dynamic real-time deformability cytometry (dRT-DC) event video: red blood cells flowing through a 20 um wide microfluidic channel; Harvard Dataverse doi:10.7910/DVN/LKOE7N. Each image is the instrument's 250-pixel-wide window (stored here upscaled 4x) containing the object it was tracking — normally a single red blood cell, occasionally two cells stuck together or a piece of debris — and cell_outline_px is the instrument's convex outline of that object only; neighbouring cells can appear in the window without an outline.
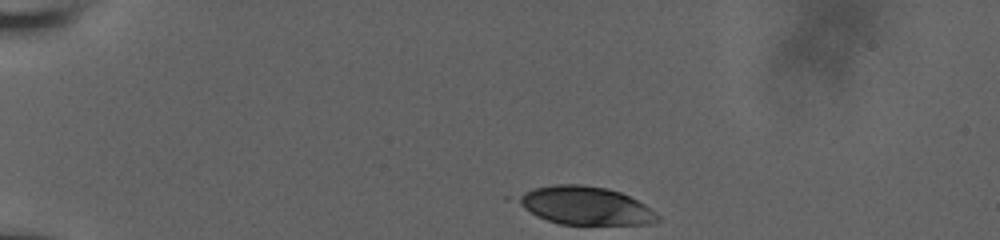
{"species": "human", "species_latin": "Homo sapiens", "temperature_condition": "room temperature", "stored_images_in_passage": 38, "camera_frame_rate_fps": 3000, "um_per_image_px": 0.085, "donor": {"sex": "male"}, "frame": {"image": 1, "passage_image": 1, "time_ms": 0.0, "image_size_px": [1000, 240], "cell_outline_px": [[660, 220], [648, 224], [560, 224], [536, 216], [504, 200], [504, 196], [532, 188], [556, 184], [580, 184], [608, 188], [620, 192], [644, 204], [656, 212], [660, 216]], "centroid_in_image_um": [49.52, 17.45], "position_along_channel_um": 35.5, "area_um2": 32.25}}
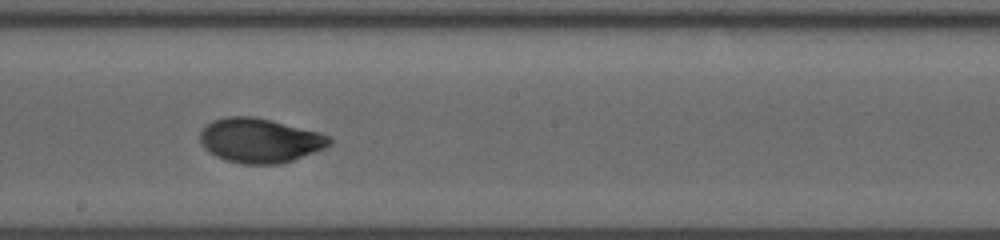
{"frame": {"image": 2, "passage_image": 22, "time_ms": 7.0, "image_size_px": [1000, 240], "cell_outline_px": [[332, 144], [324, 148], [292, 160], [280, 164], [240, 164], [224, 160], [208, 152], [200, 144], [200, 132], [212, 120], [224, 116], [252, 116], [272, 120], [320, 132], [332, 136]], "centroid_in_image_um": [22.08, 11.93], "position_along_channel_um": 226.1, "area_um2": 33.81}}
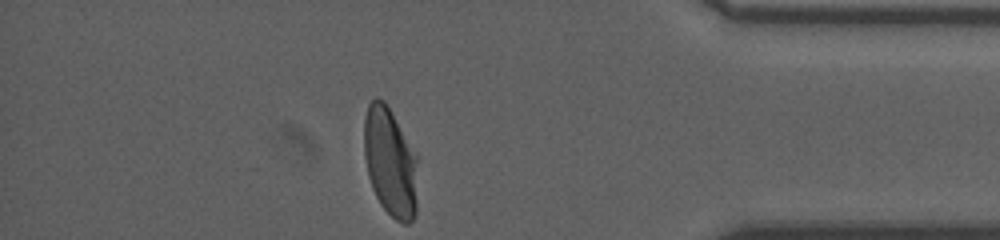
{"frame": {"image": 3, "passage_image": 38, "time_ms": 12.333, "image_size_px": [1000, 240], "cell_outline_px": [[416, 212], [412, 220], [408, 224], [404, 224], [396, 220], [380, 204], [372, 188], [368, 176], [364, 156], [364, 116], [368, 104], [376, 96], [384, 100], [416, 152]], "centroid_in_image_um": [33.15, 13.76], "position_along_channel_um": 402.1, "area_um2": 34.1}, "authors_computed_cell_mechanics": {"area_um2": 33.6396, "velocity_mm_per_s": 3.8063, "shape_relaxation_time_tau1_ms": 4.1076, "shape_relaxation_time_tau2_ms": null, "deformation_change_tau1": 0.1764, "deformation_change_tau2": null}}